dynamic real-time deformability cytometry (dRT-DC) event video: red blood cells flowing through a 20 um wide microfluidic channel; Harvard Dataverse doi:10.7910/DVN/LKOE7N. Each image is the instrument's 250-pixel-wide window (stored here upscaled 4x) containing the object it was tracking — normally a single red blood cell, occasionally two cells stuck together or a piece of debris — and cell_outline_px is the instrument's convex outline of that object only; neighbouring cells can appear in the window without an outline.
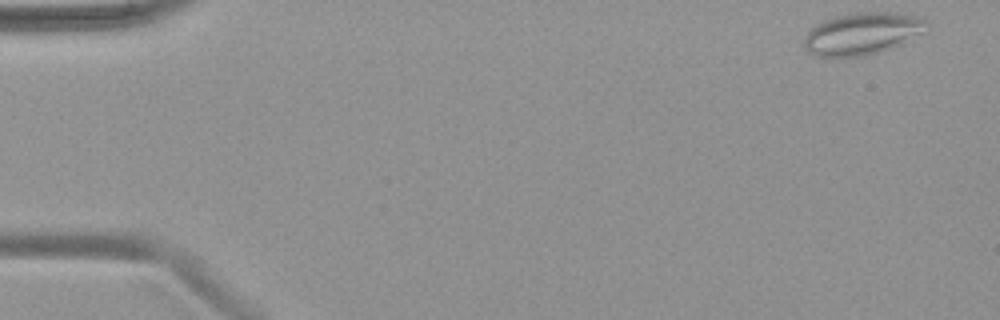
{"species": "common noctule bat (a hibernating species)", "species_latin": "Nyctalus noctula", "temperature_condition": "warm", "stored_images_in_passage": 48, "camera_frame_rate_fps": 3000, "um_per_image_px": 0.085, "animal": {"sex": "female", "body_mass_g": 19.9}, "frame": {"image": 1, "passage_image": 1, "time_ms": 0.0, "image_size_px": [1000, 320], "cell_outline_px": [[924, 32], [892, 48], [880, 52], [864, 56], [812, 56], [804, 48], [804, 36], [816, 24], [824, 20], [836, 16], [856, 12], [896, 12], [916, 16], [924, 20]], "centroid_in_image_um": [73.24, 2.86], "position_along_channel_um": 11.8, "area_um2": 29.88}}
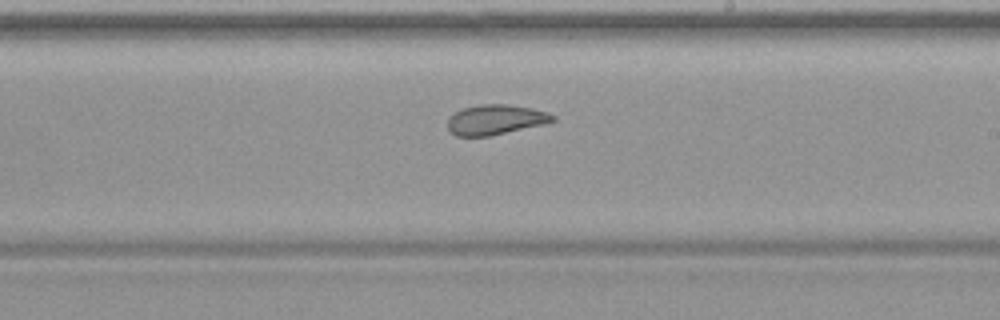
{"frame": {"image": 2, "passage_image": 28, "time_ms": 9.0, "image_size_px": [1000, 320], "cell_outline_px": [[556, 120], [544, 124], [488, 136], [456, 136], [448, 132], [448, 116], [464, 108], [480, 104], [508, 104], [532, 108], [548, 112], [556, 116]], "centroid_in_image_um": [42.11, 10.17], "position_along_channel_um": 246.9, "area_um2": 18.44}}
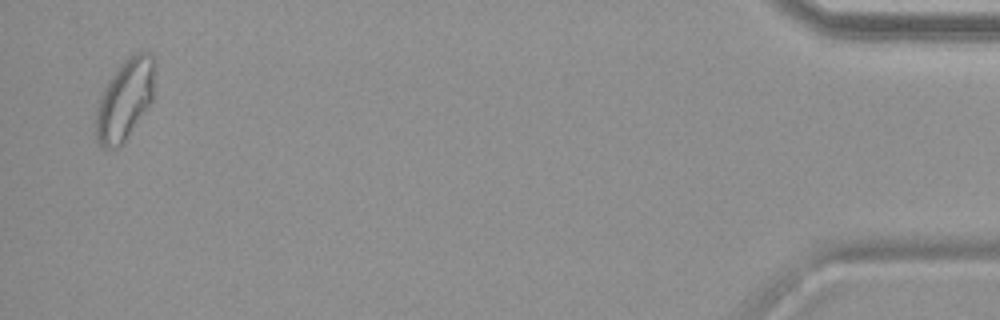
{"frame": {"image": 3, "passage_image": 47, "time_ms": 15.333, "image_size_px": [1000, 320], "cell_outline_px": [[156, 68], [152, 100], [124, 144], [116, 148], [100, 148], [96, 140], [96, 108], [100, 96], [108, 80], [120, 64], [128, 56], [136, 52], [148, 52], [152, 56]], "centroid_in_image_um": [10.61, 8.48], "position_along_channel_um": 424.6, "area_um2": 28.09}}